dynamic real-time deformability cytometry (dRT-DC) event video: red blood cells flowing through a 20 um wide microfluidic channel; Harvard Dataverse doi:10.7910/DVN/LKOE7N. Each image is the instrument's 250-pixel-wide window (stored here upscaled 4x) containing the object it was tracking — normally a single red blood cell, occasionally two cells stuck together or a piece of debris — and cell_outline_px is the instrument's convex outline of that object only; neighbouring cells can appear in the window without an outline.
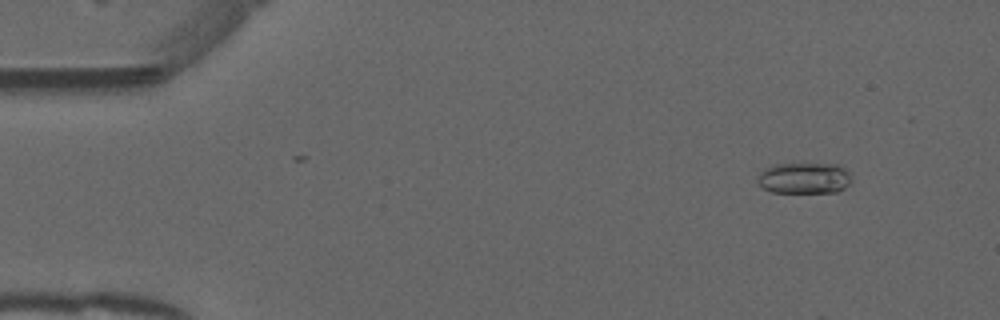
{"species": "common noctule bat (a hibernating species)", "species_latin": "Nyctalus noctula", "temperature_condition": "warm", "stored_images_in_passage": 53, "camera_frame_rate_fps": 3000, "um_per_image_px": 0.085, "animal": {"sex": "male", "forearm_length_mm": 52.5}, "frame": {"image": 1, "passage_image": 6, "time_ms": 1.667, "image_size_px": [1000, 320], "cell_outline_px": [[852, 180], [844, 188], [836, 192], [772, 192], [764, 188], [756, 180], [760, 172], [764, 168], [776, 164], [840, 164], [848, 172]], "centroid_in_image_um": [68.36, 15.13], "position_along_channel_um": 16.6, "area_um2": 16.99}}
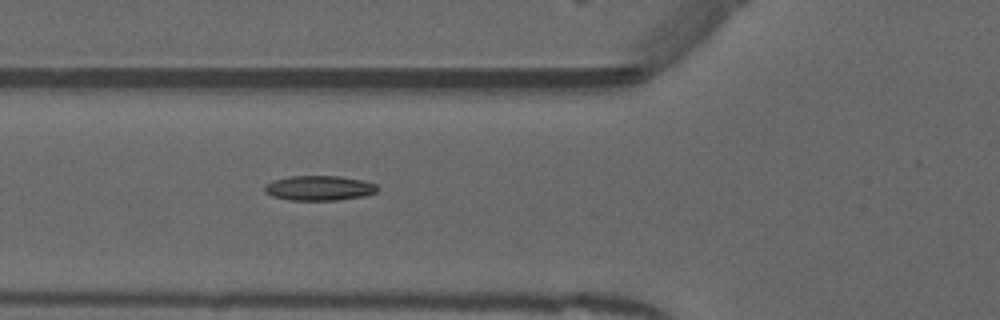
{"frame": {"image": 2, "passage_image": 20, "time_ms": 6.333, "image_size_px": [1000, 320], "cell_outline_px": [[380, 188], [376, 192], [364, 196], [336, 200], [288, 200], [272, 196], [264, 192], [264, 188], [268, 184], [276, 180], [292, 176], [340, 176], [364, 180], [376, 184]], "centroid_in_image_um": [27.18, 15.99], "position_along_channel_um": 98.6, "area_um2": 16.3}}
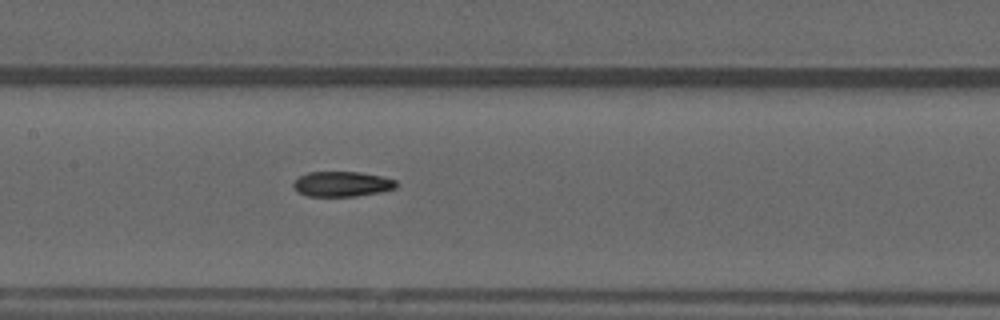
{"frame": {"image": 3, "passage_image": 26, "time_ms": 8.333, "image_size_px": [1000, 320], "cell_outline_px": [[396, 188], [380, 192], [356, 196], [308, 196], [296, 192], [292, 184], [300, 176], [308, 172], [360, 172], [380, 176], [396, 180]], "centroid_in_image_um": [29.05, 15.64], "position_along_channel_um": 178.4, "area_um2": 15.03}, "authors_computed_cell_mechanics": {"area_um2": 15.6638, "velocity_mm_per_s": 3.9591, "shape_relaxation_time_tau1_ms": null, "shape_relaxation_time_tau2_ms": 6.9439, "deformation_change_tau1": null, "deformation_change_tau2": 0.156}}